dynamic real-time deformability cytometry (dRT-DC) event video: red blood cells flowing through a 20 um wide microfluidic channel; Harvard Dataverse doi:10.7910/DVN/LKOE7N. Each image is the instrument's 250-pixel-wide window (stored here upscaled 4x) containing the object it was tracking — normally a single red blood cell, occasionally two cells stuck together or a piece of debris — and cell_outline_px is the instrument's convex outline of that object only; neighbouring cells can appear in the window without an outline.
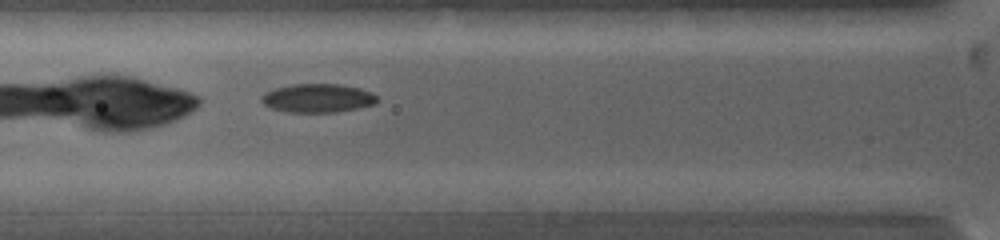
{"species": "common noctule bat (a hibernating species)", "species_latin": "Nyctalus noctula", "temperature_condition": "warm", "stored_images_in_passage": 49, "camera_frame_rate_fps": 5000, "um_per_image_px": 0.085, "animal": {"sex": "female", "body_mass_g": 19.0, "forearm_length_mm": 53.3}, "frame": {"image": 1, "passage_image": 7, "time_ms": 1.4, "image_size_px": [1000, 240], "cell_outline_px": [[380, 100], [376, 104], [336, 112], [284, 112], [272, 108], [264, 104], [260, 100], [260, 96], [276, 88], [292, 84], [340, 84], [360, 88], [372, 92]], "centroid_in_image_um": [27.03, 8.34], "position_along_channel_um": 98.8, "area_um2": 19.36}}
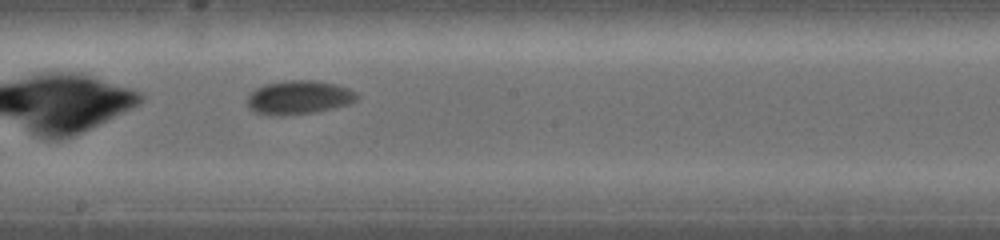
{"frame": {"image": 2, "passage_image": 22, "time_ms": 4.6, "image_size_px": [1000, 240], "cell_outline_px": [[360, 96], [356, 100], [348, 104], [332, 108], [312, 112], [280, 116], [276, 116], [256, 112], [248, 108], [248, 96], [256, 88], [264, 84], [288, 80], [312, 80], [332, 84], [348, 88]], "centroid_in_image_um": [25.38, 8.28], "position_along_channel_um": 222.8, "area_um2": 21.27}}
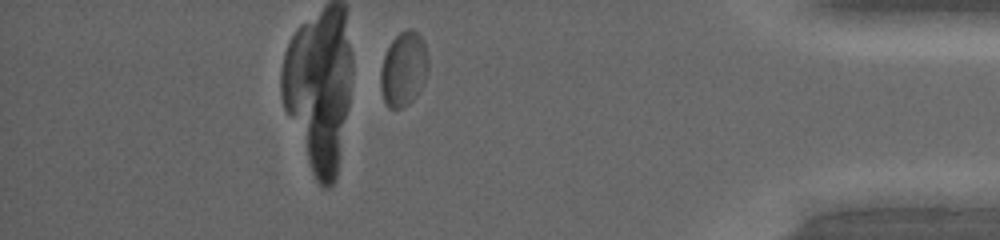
{"frame": {"image": 3, "passage_image": 46, "time_ms": 10.2, "image_size_px": [1000, 240], "cell_outline_px": [[428, 68], [424, 84], [420, 92], [408, 104], [400, 108], [388, 108], [384, 104], [380, 88], [380, 68], [384, 56], [392, 40], [400, 32], [408, 28], [412, 28], [424, 40], [428, 56]], "centroid_in_image_um": [34.31, 5.89], "position_along_channel_um": 400.9, "area_um2": 21.04}}